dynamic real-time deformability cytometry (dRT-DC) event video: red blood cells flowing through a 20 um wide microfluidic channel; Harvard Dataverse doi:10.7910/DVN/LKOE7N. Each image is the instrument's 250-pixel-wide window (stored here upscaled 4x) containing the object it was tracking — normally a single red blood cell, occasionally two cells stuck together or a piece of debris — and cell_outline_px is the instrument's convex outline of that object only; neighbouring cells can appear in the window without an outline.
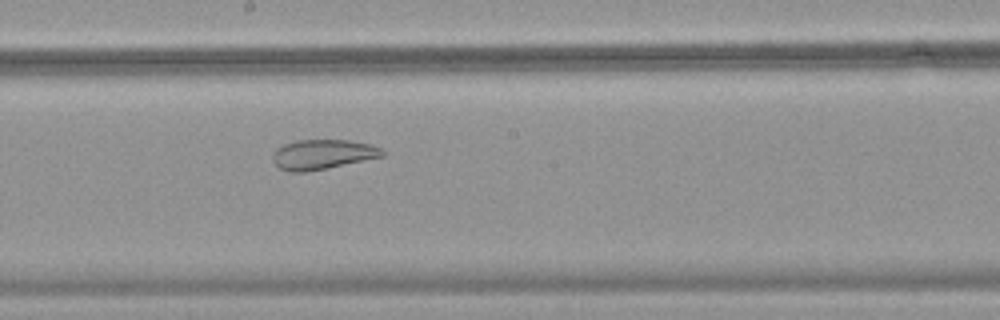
{"species": "common noctule bat (a hibernating species)", "species_latin": "Nyctalus noctula", "temperature_condition": "warm", "stored_images_in_passage": 50, "camera_frame_rate_fps": 3000, "um_per_image_px": 0.085, "animal": {"sex": "female", "body_mass_g": 18.4}, "frame": {"image": 1, "passage_image": 29, "time_ms": 9.333, "image_size_px": [1000, 320], "cell_outline_px": [[384, 156], [328, 168], [304, 172], [288, 172], [280, 168], [272, 160], [272, 152], [276, 148], [284, 144], [296, 140], [348, 140], [372, 144], [380, 148], [384, 152]], "centroid_in_image_um": [27.4, 13.12], "position_along_channel_um": 220.8, "area_um2": 19.13}}
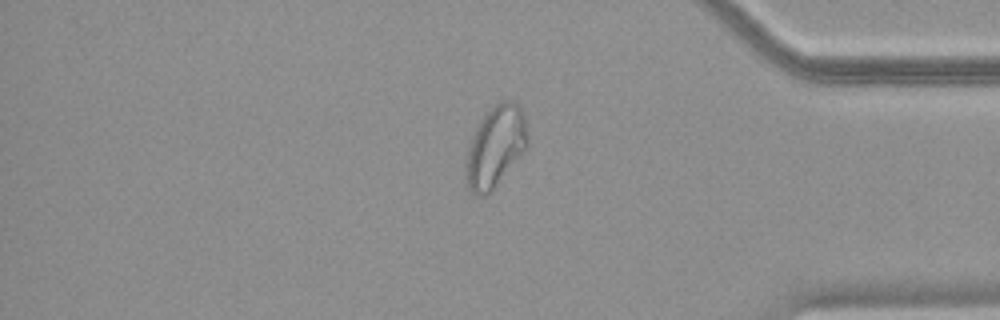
{"frame": {"image": 2, "passage_image": 43, "time_ms": 14.0, "image_size_px": [1000, 320], "cell_outline_px": [[528, 144], [492, 192], [484, 196], [480, 196], [472, 192], [468, 188], [468, 148], [472, 136], [484, 112], [500, 100], [512, 100], [520, 104], [524, 112], [528, 136]], "centroid_in_image_um": [42.15, 12.39], "position_along_channel_um": 393.0, "area_um2": 28.9}}